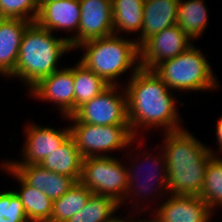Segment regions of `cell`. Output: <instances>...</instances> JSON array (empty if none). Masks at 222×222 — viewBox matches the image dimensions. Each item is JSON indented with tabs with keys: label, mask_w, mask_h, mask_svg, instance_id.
Here are the masks:
<instances>
[{
	"label": "cell",
	"mask_w": 222,
	"mask_h": 222,
	"mask_svg": "<svg viewBox=\"0 0 222 222\" xmlns=\"http://www.w3.org/2000/svg\"><path fill=\"white\" fill-rule=\"evenodd\" d=\"M152 215L159 222H211L212 211L199 196L167 195Z\"/></svg>",
	"instance_id": "cell-14"
},
{
	"label": "cell",
	"mask_w": 222,
	"mask_h": 222,
	"mask_svg": "<svg viewBox=\"0 0 222 222\" xmlns=\"http://www.w3.org/2000/svg\"><path fill=\"white\" fill-rule=\"evenodd\" d=\"M115 35L139 32L143 23L144 0H111Z\"/></svg>",
	"instance_id": "cell-22"
},
{
	"label": "cell",
	"mask_w": 222,
	"mask_h": 222,
	"mask_svg": "<svg viewBox=\"0 0 222 222\" xmlns=\"http://www.w3.org/2000/svg\"><path fill=\"white\" fill-rule=\"evenodd\" d=\"M74 111L100 94L109 85L92 70L77 62L73 67Z\"/></svg>",
	"instance_id": "cell-23"
},
{
	"label": "cell",
	"mask_w": 222,
	"mask_h": 222,
	"mask_svg": "<svg viewBox=\"0 0 222 222\" xmlns=\"http://www.w3.org/2000/svg\"><path fill=\"white\" fill-rule=\"evenodd\" d=\"M91 194L84 184L75 182L62 197L53 201L50 222H66L85 206Z\"/></svg>",
	"instance_id": "cell-24"
},
{
	"label": "cell",
	"mask_w": 222,
	"mask_h": 222,
	"mask_svg": "<svg viewBox=\"0 0 222 222\" xmlns=\"http://www.w3.org/2000/svg\"><path fill=\"white\" fill-rule=\"evenodd\" d=\"M179 0H144L141 33L136 42L140 45L146 38L177 24Z\"/></svg>",
	"instance_id": "cell-18"
},
{
	"label": "cell",
	"mask_w": 222,
	"mask_h": 222,
	"mask_svg": "<svg viewBox=\"0 0 222 222\" xmlns=\"http://www.w3.org/2000/svg\"><path fill=\"white\" fill-rule=\"evenodd\" d=\"M118 89L121 90L118 91ZM63 119L71 120V123L100 126L129 125L125 87L109 85L100 94L79 106L70 116L63 117Z\"/></svg>",
	"instance_id": "cell-8"
},
{
	"label": "cell",
	"mask_w": 222,
	"mask_h": 222,
	"mask_svg": "<svg viewBox=\"0 0 222 222\" xmlns=\"http://www.w3.org/2000/svg\"><path fill=\"white\" fill-rule=\"evenodd\" d=\"M193 43L177 24L165 28L139 45L140 67L154 70L162 62L186 51Z\"/></svg>",
	"instance_id": "cell-9"
},
{
	"label": "cell",
	"mask_w": 222,
	"mask_h": 222,
	"mask_svg": "<svg viewBox=\"0 0 222 222\" xmlns=\"http://www.w3.org/2000/svg\"><path fill=\"white\" fill-rule=\"evenodd\" d=\"M211 67L205 54L193 44L183 53L159 64L154 71L170 90L211 92L219 90L220 86Z\"/></svg>",
	"instance_id": "cell-5"
},
{
	"label": "cell",
	"mask_w": 222,
	"mask_h": 222,
	"mask_svg": "<svg viewBox=\"0 0 222 222\" xmlns=\"http://www.w3.org/2000/svg\"><path fill=\"white\" fill-rule=\"evenodd\" d=\"M208 21L204 0H179L177 25L192 41L202 37Z\"/></svg>",
	"instance_id": "cell-21"
},
{
	"label": "cell",
	"mask_w": 222,
	"mask_h": 222,
	"mask_svg": "<svg viewBox=\"0 0 222 222\" xmlns=\"http://www.w3.org/2000/svg\"><path fill=\"white\" fill-rule=\"evenodd\" d=\"M93 194L113 198L122 206L128 190L126 166L111 155L82 159L79 180Z\"/></svg>",
	"instance_id": "cell-7"
},
{
	"label": "cell",
	"mask_w": 222,
	"mask_h": 222,
	"mask_svg": "<svg viewBox=\"0 0 222 222\" xmlns=\"http://www.w3.org/2000/svg\"><path fill=\"white\" fill-rule=\"evenodd\" d=\"M30 21L19 18H0V75L13 74L23 33Z\"/></svg>",
	"instance_id": "cell-17"
},
{
	"label": "cell",
	"mask_w": 222,
	"mask_h": 222,
	"mask_svg": "<svg viewBox=\"0 0 222 222\" xmlns=\"http://www.w3.org/2000/svg\"><path fill=\"white\" fill-rule=\"evenodd\" d=\"M38 11V0H0V18H19L35 22Z\"/></svg>",
	"instance_id": "cell-27"
},
{
	"label": "cell",
	"mask_w": 222,
	"mask_h": 222,
	"mask_svg": "<svg viewBox=\"0 0 222 222\" xmlns=\"http://www.w3.org/2000/svg\"><path fill=\"white\" fill-rule=\"evenodd\" d=\"M0 222H29L23 204L14 190L0 192Z\"/></svg>",
	"instance_id": "cell-28"
},
{
	"label": "cell",
	"mask_w": 222,
	"mask_h": 222,
	"mask_svg": "<svg viewBox=\"0 0 222 222\" xmlns=\"http://www.w3.org/2000/svg\"><path fill=\"white\" fill-rule=\"evenodd\" d=\"M216 138H217V143H218V151L215 154V156H219V153H222V115L218 118L216 121ZM219 152V153H218Z\"/></svg>",
	"instance_id": "cell-29"
},
{
	"label": "cell",
	"mask_w": 222,
	"mask_h": 222,
	"mask_svg": "<svg viewBox=\"0 0 222 222\" xmlns=\"http://www.w3.org/2000/svg\"><path fill=\"white\" fill-rule=\"evenodd\" d=\"M162 153L159 152V156L157 157H150V154L146 152V154L144 152H142L143 156H146L144 158V161L146 160V164L150 163V165H152L151 168L150 167V172H147L149 173L148 176H146L142 182H140V178L137 180V178L141 175L139 173V170L141 169V164H139L138 162H136V165H135V161H137L138 159L136 160H133V163H130L131 165H127L126 169H127V175H128V190H127V193H126V196H125V200L123 201V206L126 205V202H130L131 200L135 199L134 196H138L139 195L144 198L143 200H146L145 198H148V197H145V196H150V194L152 196H160V194L162 193V197L164 196V194H169V192L167 191L168 190V183H167V164H166V161H165V157H164V154H163V150L161 149ZM161 154V155H160ZM150 158V159H149ZM150 160V162H148ZM139 164V165H138ZM138 165V166H137ZM155 166V167H154ZM138 167V168H137ZM138 170L137 174L135 173L136 170ZM155 169V170H154ZM148 171V170H147ZM142 172V171H141ZM162 173V174H161ZM140 174V175H139ZM144 175V174H143ZM147 175V174H146ZM154 180L156 182H154ZM153 181V182H152ZM155 183V184H152V183ZM136 183V184H135ZM154 185V188H152V186ZM158 186V187H157ZM151 189V190H150ZM156 190L159 192H156ZM155 192L154 195L152 194V192ZM142 192V193H141ZM150 194H149V193ZM164 192V193H163ZM157 193V194H156ZM159 193V194H158ZM156 194V195H155ZM133 197V198H131ZM129 198V199H128ZM131 199V200H130ZM125 203V204H124Z\"/></svg>",
	"instance_id": "cell-13"
},
{
	"label": "cell",
	"mask_w": 222,
	"mask_h": 222,
	"mask_svg": "<svg viewBox=\"0 0 222 222\" xmlns=\"http://www.w3.org/2000/svg\"><path fill=\"white\" fill-rule=\"evenodd\" d=\"M81 16L79 0L47 1L39 6L36 23L47 30L69 31L72 36L66 37L70 41L77 33Z\"/></svg>",
	"instance_id": "cell-15"
},
{
	"label": "cell",
	"mask_w": 222,
	"mask_h": 222,
	"mask_svg": "<svg viewBox=\"0 0 222 222\" xmlns=\"http://www.w3.org/2000/svg\"><path fill=\"white\" fill-rule=\"evenodd\" d=\"M9 166L28 185L45 193L52 201L62 197L76 182L69 176L52 172L39 164Z\"/></svg>",
	"instance_id": "cell-16"
},
{
	"label": "cell",
	"mask_w": 222,
	"mask_h": 222,
	"mask_svg": "<svg viewBox=\"0 0 222 222\" xmlns=\"http://www.w3.org/2000/svg\"><path fill=\"white\" fill-rule=\"evenodd\" d=\"M25 126V144L21 159L5 160L8 165L40 164L48 155L58 149L70 136V127L55 129L34 123Z\"/></svg>",
	"instance_id": "cell-10"
},
{
	"label": "cell",
	"mask_w": 222,
	"mask_h": 222,
	"mask_svg": "<svg viewBox=\"0 0 222 222\" xmlns=\"http://www.w3.org/2000/svg\"><path fill=\"white\" fill-rule=\"evenodd\" d=\"M119 208L113 198L92 193L85 206L66 222H111Z\"/></svg>",
	"instance_id": "cell-25"
},
{
	"label": "cell",
	"mask_w": 222,
	"mask_h": 222,
	"mask_svg": "<svg viewBox=\"0 0 222 222\" xmlns=\"http://www.w3.org/2000/svg\"><path fill=\"white\" fill-rule=\"evenodd\" d=\"M169 195L199 196L209 160L215 156L208 146L187 129L163 132Z\"/></svg>",
	"instance_id": "cell-2"
},
{
	"label": "cell",
	"mask_w": 222,
	"mask_h": 222,
	"mask_svg": "<svg viewBox=\"0 0 222 222\" xmlns=\"http://www.w3.org/2000/svg\"><path fill=\"white\" fill-rule=\"evenodd\" d=\"M133 216V217H132ZM128 217V219L125 217V218H120V217H118V215L117 216H114L113 218H112V220H111V222H148V220H137L136 218H134L135 216L132 214L131 216L129 215V216H127ZM130 217V218H129ZM135 220H134V219Z\"/></svg>",
	"instance_id": "cell-30"
},
{
	"label": "cell",
	"mask_w": 222,
	"mask_h": 222,
	"mask_svg": "<svg viewBox=\"0 0 222 222\" xmlns=\"http://www.w3.org/2000/svg\"><path fill=\"white\" fill-rule=\"evenodd\" d=\"M213 212L222 208V158L213 156L207 165L205 180L199 195Z\"/></svg>",
	"instance_id": "cell-26"
},
{
	"label": "cell",
	"mask_w": 222,
	"mask_h": 222,
	"mask_svg": "<svg viewBox=\"0 0 222 222\" xmlns=\"http://www.w3.org/2000/svg\"><path fill=\"white\" fill-rule=\"evenodd\" d=\"M78 33L69 41L72 50L82 43L114 34L111 0H79Z\"/></svg>",
	"instance_id": "cell-11"
},
{
	"label": "cell",
	"mask_w": 222,
	"mask_h": 222,
	"mask_svg": "<svg viewBox=\"0 0 222 222\" xmlns=\"http://www.w3.org/2000/svg\"><path fill=\"white\" fill-rule=\"evenodd\" d=\"M1 168L20 183L19 191L14 192L20 198L29 222H50L53 201L45 193L28 185L6 162H2Z\"/></svg>",
	"instance_id": "cell-19"
},
{
	"label": "cell",
	"mask_w": 222,
	"mask_h": 222,
	"mask_svg": "<svg viewBox=\"0 0 222 222\" xmlns=\"http://www.w3.org/2000/svg\"><path fill=\"white\" fill-rule=\"evenodd\" d=\"M71 136L75 140L82 158L108 156L107 152L133 148V143L138 139L140 144L144 142L135 138L130 125H91L87 123H72Z\"/></svg>",
	"instance_id": "cell-6"
},
{
	"label": "cell",
	"mask_w": 222,
	"mask_h": 222,
	"mask_svg": "<svg viewBox=\"0 0 222 222\" xmlns=\"http://www.w3.org/2000/svg\"><path fill=\"white\" fill-rule=\"evenodd\" d=\"M71 46L66 37H55L53 32L31 22L23 33L15 70L16 77L30 90L42 78L59 70L58 64Z\"/></svg>",
	"instance_id": "cell-3"
},
{
	"label": "cell",
	"mask_w": 222,
	"mask_h": 222,
	"mask_svg": "<svg viewBox=\"0 0 222 222\" xmlns=\"http://www.w3.org/2000/svg\"><path fill=\"white\" fill-rule=\"evenodd\" d=\"M153 218V219H152ZM151 219L150 218H148L149 220H148V222H159V221H157L155 218H154V216L152 217Z\"/></svg>",
	"instance_id": "cell-32"
},
{
	"label": "cell",
	"mask_w": 222,
	"mask_h": 222,
	"mask_svg": "<svg viewBox=\"0 0 222 222\" xmlns=\"http://www.w3.org/2000/svg\"><path fill=\"white\" fill-rule=\"evenodd\" d=\"M84 51L79 60L86 68L100 76L108 85H120V75L132 71V76L140 67L139 45L136 40L112 34L89 40L77 46ZM117 78V79H116Z\"/></svg>",
	"instance_id": "cell-4"
},
{
	"label": "cell",
	"mask_w": 222,
	"mask_h": 222,
	"mask_svg": "<svg viewBox=\"0 0 222 222\" xmlns=\"http://www.w3.org/2000/svg\"><path fill=\"white\" fill-rule=\"evenodd\" d=\"M47 1H56V0H38V4L40 6L42 3L47 2Z\"/></svg>",
	"instance_id": "cell-31"
},
{
	"label": "cell",
	"mask_w": 222,
	"mask_h": 222,
	"mask_svg": "<svg viewBox=\"0 0 222 222\" xmlns=\"http://www.w3.org/2000/svg\"><path fill=\"white\" fill-rule=\"evenodd\" d=\"M130 78L125 90L128 121L135 138H139L140 129L163 127L164 132H173L184 128L177 98L154 70L140 68Z\"/></svg>",
	"instance_id": "cell-1"
},
{
	"label": "cell",
	"mask_w": 222,
	"mask_h": 222,
	"mask_svg": "<svg viewBox=\"0 0 222 222\" xmlns=\"http://www.w3.org/2000/svg\"><path fill=\"white\" fill-rule=\"evenodd\" d=\"M82 159L75 140L70 136L39 165L60 175L69 176L78 182L81 177Z\"/></svg>",
	"instance_id": "cell-20"
},
{
	"label": "cell",
	"mask_w": 222,
	"mask_h": 222,
	"mask_svg": "<svg viewBox=\"0 0 222 222\" xmlns=\"http://www.w3.org/2000/svg\"><path fill=\"white\" fill-rule=\"evenodd\" d=\"M74 90L73 66H64L42 78L28 93L42 102L57 104L62 117H67L74 112Z\"/></svg>",
	"instance_id": "cell-12"
}]
</instances>
